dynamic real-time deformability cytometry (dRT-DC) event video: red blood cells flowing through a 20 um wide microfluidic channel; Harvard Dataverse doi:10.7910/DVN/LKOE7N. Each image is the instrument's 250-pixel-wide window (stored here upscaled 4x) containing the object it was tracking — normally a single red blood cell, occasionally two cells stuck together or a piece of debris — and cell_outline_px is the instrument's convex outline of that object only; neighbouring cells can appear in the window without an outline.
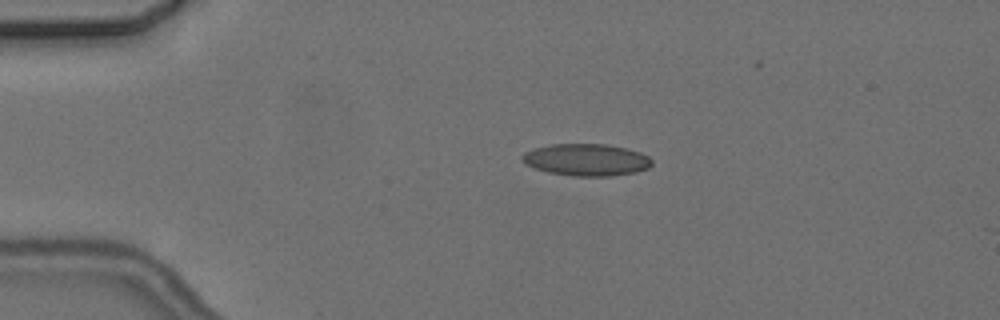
{"species": "common noctule bat (a hibernating species)", "species_latin": "Nyctalus noctula", "temperature_condition": "cold", "stored_images_in_passage": 6, "camera_frame_rate_fps": 3000, "um_per_image_px": 0.085, "animal": {"sex": "female", "body_mass_g": 24.6, "forearm_length_mm": 56.2}, "frame": {"image": 1, "passage_image": 4, "time_ms": 3.333, "image_size_px": [1000, 320], "cell_outline_px": [[652, 164], [648, 168], [636, 172], [612, 176], [572, 176], [548, 172], [524, 164], [520, 160], [520, 156], [524, 152], [532, 148], [552, 144], [604, 144], [628, 148], [640, 152], [648, 156], [652, 160]], "centroid_in_image_um": [49.82, 13.58], "position_along_channel_um": 35.2, "area_um2": 24.45}}
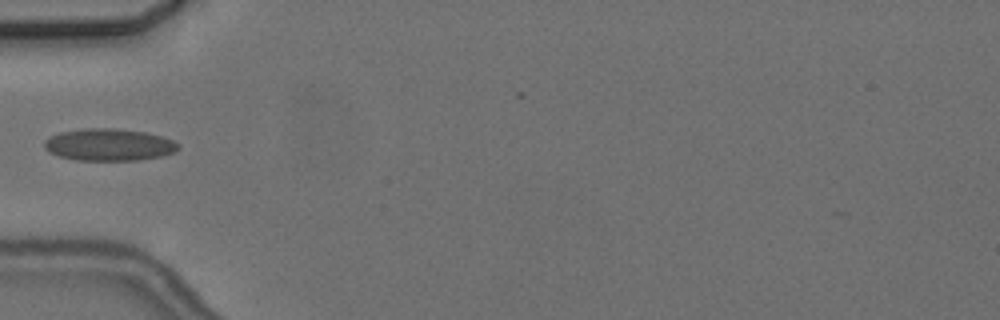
{"frame": {"image": 2, "passage_image": 6, "time_ms": 5.667, "image_size_px": [1000, 320], "cell_outline_px": [[180, 148], [176, 152], [160, 156], [136, 160], [76, 160], [60, 156], [48, 152], [44, 148], [44, 140], [60, 132], [84, 128], [116, 128], [144, 132], [160, 136], [172, 140], [180, 144]], "centroid_in_image_um": [9.26, 12.3], "position_along_channel_um": 75.7, "area_um2": 25.03}}